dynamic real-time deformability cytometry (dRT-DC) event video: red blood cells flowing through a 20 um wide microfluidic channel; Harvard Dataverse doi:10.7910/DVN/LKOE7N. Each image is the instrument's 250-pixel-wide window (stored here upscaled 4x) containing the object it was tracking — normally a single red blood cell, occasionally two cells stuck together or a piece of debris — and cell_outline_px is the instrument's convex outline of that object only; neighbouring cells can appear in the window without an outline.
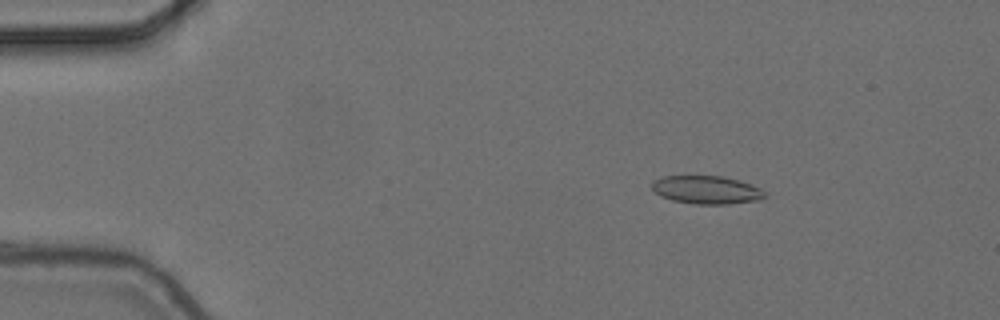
{"species": "common noctule bat (a hibernating species)", "species_latin": "Nyctalus noctula", "temperature_condition": "cold", "stored_images_in_passage": 6, "segment_of_instrument_passage": [1, 2], "camera_frame_rate_fps": 3000, "um_per_image_px": 0.085, "animal": {"sex": "female", "body_mass_g": 24.6, "forearm_length_mm": 56.2}, "frame": {"image": 1, "passage_image": 3, "time_ms": 0.667, "image_size_px": [1000, 320], "cell_outline_px": [[764, 196], [760, 200], [728, 204], [696, 204], [672, 200], [660, 196], [652, 188], [652, 180], [664, 176], [720, 176], [740, 180], [760, 188], [764, 192]], "centroid_in_image_um": [60.04, 16.13], "position_along_channel_um": 25.0, "area_um2": 18.44}}